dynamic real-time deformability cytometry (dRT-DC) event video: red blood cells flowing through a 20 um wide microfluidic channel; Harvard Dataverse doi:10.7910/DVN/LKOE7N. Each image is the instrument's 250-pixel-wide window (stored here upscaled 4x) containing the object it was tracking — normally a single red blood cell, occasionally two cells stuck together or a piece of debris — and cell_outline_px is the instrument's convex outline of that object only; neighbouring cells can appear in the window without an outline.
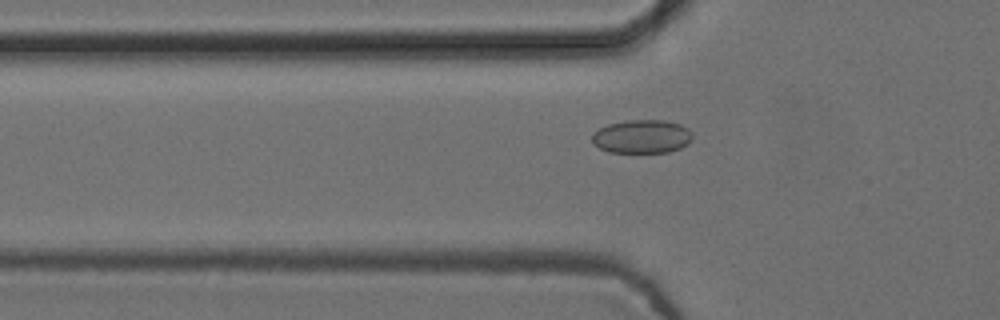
{"species": "common noctule bat (a hibernating species)", "species_latin": "Nyctalus noctula", "temperature_condition": "cold", "stored_images_in_passage": 56, "camera_frame_rate_fps": 3000, "um_per_image_px": 0.085, "animal": {"sex": "female", "body_mass_g": 24.6, "forearm_length_mm": 56.2}, "frame": {"image": 1, "passage_image": 19, "time_ms": 6.0, "image_size_px": [1000, 320], "cell_outline_px": [[692, 140], [688, 144], [680, 148], [668, 152], [608, 152], [592, 144], [592, 132], [608, 124], [628, 120], [664, 120], [680, 124], [688, 128], [692, 132]], "centroid_in_image_um": [54.56, 11.6], "position_along_channel_um": 71.2, "area_um2": 19.77}}
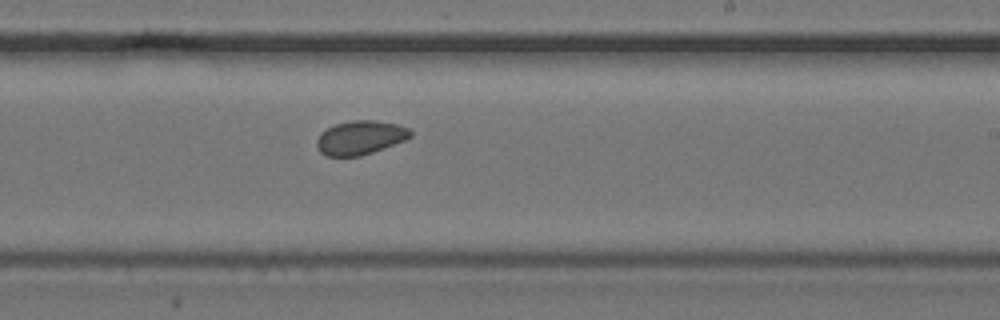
{"frame": {"image": 2, "passage_image": 34, "time_ms": 11.0, "image_size_px": [1000, 320], "cell_outline_px": [[412, 136], [404, 140], [372, 152], [360, 156], [328, 156], [320, 152], [316, 144], [316, 140], [320, 132], [336, 124], [352, 120], [376, 120], [396, 124], [408, 128], [412, 132]], "centroid_in_image_um": [30.6, 11.69], "position_along_channel_um": 258.4, "area_um2": 18.38}}
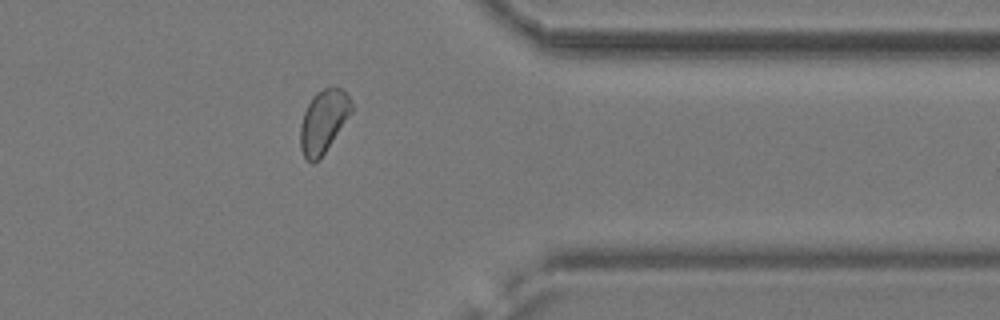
{"frame": {"image": 3, "passage_image": 45, "time_ms": 14.667, "image_size_px": [1000, 320], "cell_outline_px": [[352, 112], [324, 152], [312, 164], [304, 156], [300, 148], [300, 124], [304, 112], [312, 96], [316, 92], [324, 88], [336, 84], [348, 96], [352, 104]], "centroid_in_image_um": [27.48, 10.26], "position_along_channel_um": 383.9, "area_um2": 18.55}, "authors_computed_cell_mechanics": {"area_um2": 19.3341, "velocity_mm_per_s": 3.7325, "shape_relaxation_time_tau1_ms": null, "shape_relaxation_time_tau2_ms": 4.282, "deformation_change_tau1": null, "deformation_change_tau2": 0.0554}}